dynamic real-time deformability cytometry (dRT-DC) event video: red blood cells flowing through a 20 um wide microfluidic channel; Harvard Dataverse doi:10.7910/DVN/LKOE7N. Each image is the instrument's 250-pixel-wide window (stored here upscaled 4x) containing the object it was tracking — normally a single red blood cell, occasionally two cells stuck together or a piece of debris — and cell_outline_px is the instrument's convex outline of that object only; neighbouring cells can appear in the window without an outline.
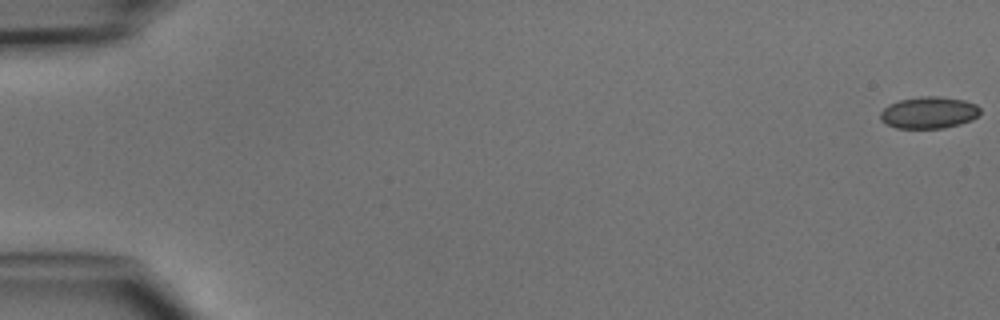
{"species": "common noctule bat (a hibernating species)", "species_latin": "Nyctalus noctula", "temperature_condition": "cold", "stored_images_in_passage": 2, "camera_frame_rate_fps": 3000, "um_per_image_px": 0.085, "animal": {"sex": "male", "body_mass_g": 15.6}, "frame": {"image": 1, "passage_image": 2, "time_ms": 1.333, "image_size_px": [1000, 320], "cell_outline_px": [[980, 112], [972, 120], [960, 124], [944, 128], [896, 128], [880, 120], [880, 112], [888, 104], [900, 100], [920, 96], [940, 96], [964, 100], [976, 104], [980, 108]], "centroid_in_image_um": [78.95, 9.56], "position_along_channel_um": 6.1, "area_um2": 18.55}}